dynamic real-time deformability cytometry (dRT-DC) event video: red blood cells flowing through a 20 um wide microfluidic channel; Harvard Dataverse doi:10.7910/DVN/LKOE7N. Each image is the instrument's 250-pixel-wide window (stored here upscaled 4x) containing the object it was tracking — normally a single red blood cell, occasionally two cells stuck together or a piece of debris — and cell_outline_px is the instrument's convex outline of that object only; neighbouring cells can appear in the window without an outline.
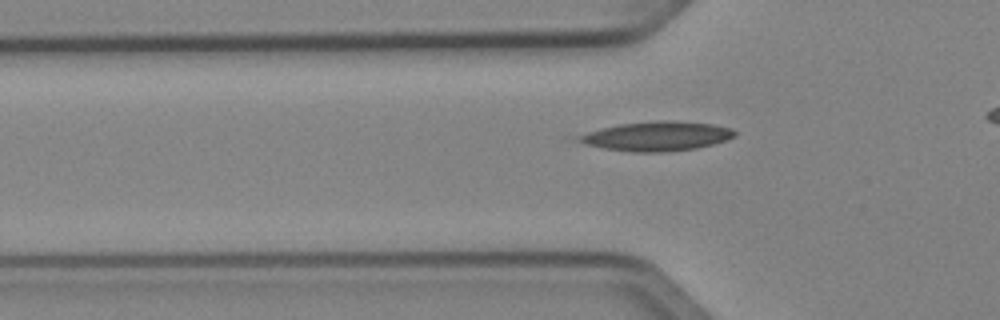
{"species": "Egyptian fruit bat (a non-hibernating species)", "species_latin": "Rousettus aegyptiacus", "temperature_condition": "cold", "stored_images_in_passage": 37, "camera_frame_rate_fps": 3000, "um_per_image_px": 0.085, "animal": {"sex": "female"}, "frame": {"image": 1, "passage_image": 11, "time_ms": 3.333, "image_size_px": [1000, 320], "cell_outline_px": [[736, 136], [728, 140], [696, 148], [660, 152], [632, 152], [604, 148], [584, 144], [572, 140], [568, 136], [620, 124], [656, 120], [672, 120], [712, 124], [732, 128], [736, 132]], "centroid_in_image_um": [55.74, 11.57], "position_along_channel_um": 70.1, "area_um2": 27.11}}
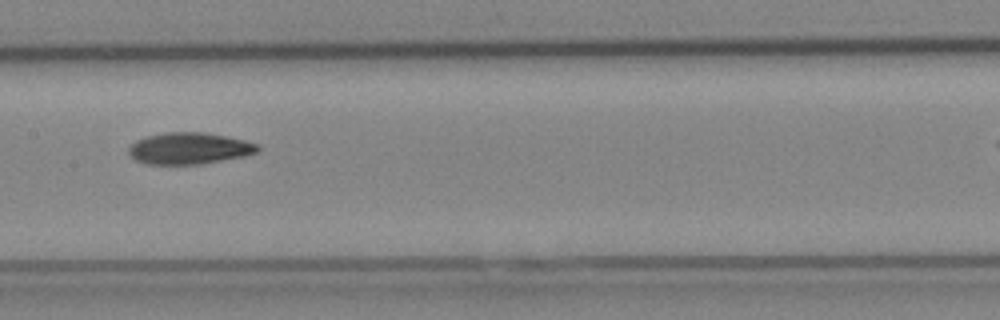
{"frame": {"image": 2, "passage_image": 20, "time_ms": 6.333, "image_size_px": [1000, 320], "cell_outline_px": [[260, 148], [256, 152], [244, 156], [200, 164], [148, 164], [136, 160], [128, 152], [128, 148], [136, 140], [148, 136], [168, 132], [204, 132], [244, 140], [260, 144]], "centroid_in_image_um": [16.09, 12.61], "position_along_channel_um": 191.3, "area_um2": 23.52}}
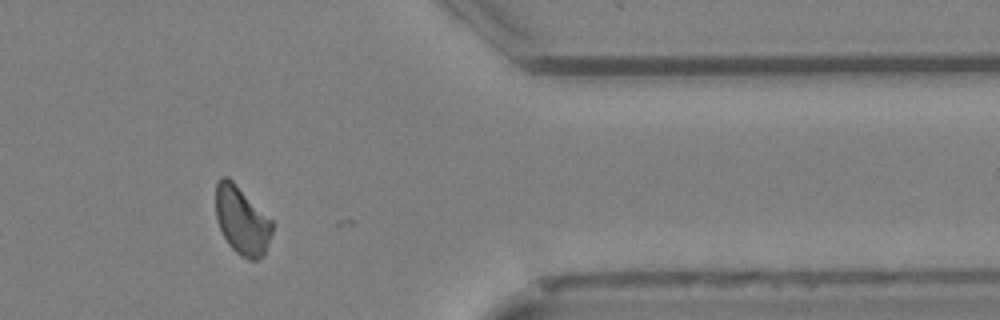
{"frame": {"image": 3, "passage_image": 34, "time_ms": 11.0, "image_size_px": [1000, 320], "cell_outline_px": [[272, 232], [268, 244], [264, 252], [256, 260], [248, 260], [240, 256], [228, 244], [216, 220], [216, 184], [220, 176], [228, 176], [272, 220]], "centroid_in_image_um": [20.54, 18.73], "position_along_channel_um": 390.9, "area_um2": 22.25}, "authors_computed_cell_mechanics": {"area_um2": 23.3512, "velocity_mm_per_s": 4.0657, "shape_relaxation_time_tau1_ms": 5.1939, "shape_relaxation_time_tau2_ms": 3.7075, "deformation_change_tau1": 0.1599, "deformation_change_tau2": 0.0997}}